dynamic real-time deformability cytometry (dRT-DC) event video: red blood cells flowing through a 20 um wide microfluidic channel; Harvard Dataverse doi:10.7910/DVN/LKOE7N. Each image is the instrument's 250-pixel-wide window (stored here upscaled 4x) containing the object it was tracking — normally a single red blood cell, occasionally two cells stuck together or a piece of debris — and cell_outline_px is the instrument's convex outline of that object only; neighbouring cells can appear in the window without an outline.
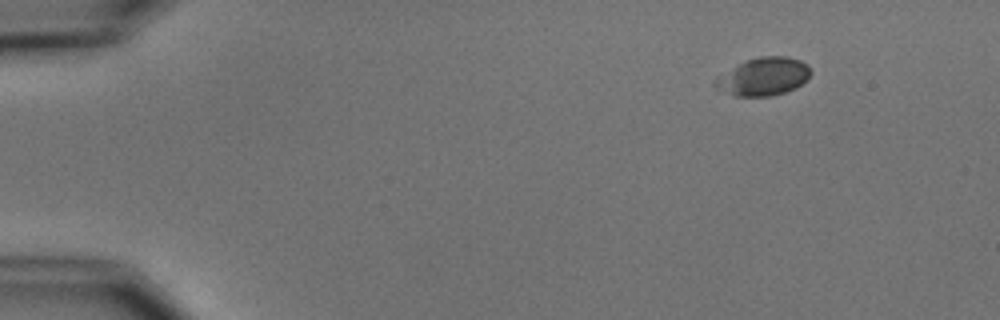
{"species": "common noctule bat (a hibernating species)", "species_latin": "Nyctalus noctula", "temperature_condition": "cold", "stored_images_in_passage": 3, "camera_frame_rate_fps": 3000, "um_per_image_px": 0.085, "animal": {"sex": "male", "body_mass_g": 15.6}, "frame": {"image": 1, "passage_image": 1, "time_ms": 0.0, "image_size_px": [1000, 320], "cell_outline_px": [[812, 72], [796, 88], [784, 92], [768, 96], [732, 96], [716, 88], [712, 84], [716, 76], [736, 64], [744, 60], [760, 56], [788, 56], [800, 60], [808, 64]], "centroid_in_image_um": [64.83, 6.49], "position_along_channel_um": 20.2, "area_um2": 21.39}}